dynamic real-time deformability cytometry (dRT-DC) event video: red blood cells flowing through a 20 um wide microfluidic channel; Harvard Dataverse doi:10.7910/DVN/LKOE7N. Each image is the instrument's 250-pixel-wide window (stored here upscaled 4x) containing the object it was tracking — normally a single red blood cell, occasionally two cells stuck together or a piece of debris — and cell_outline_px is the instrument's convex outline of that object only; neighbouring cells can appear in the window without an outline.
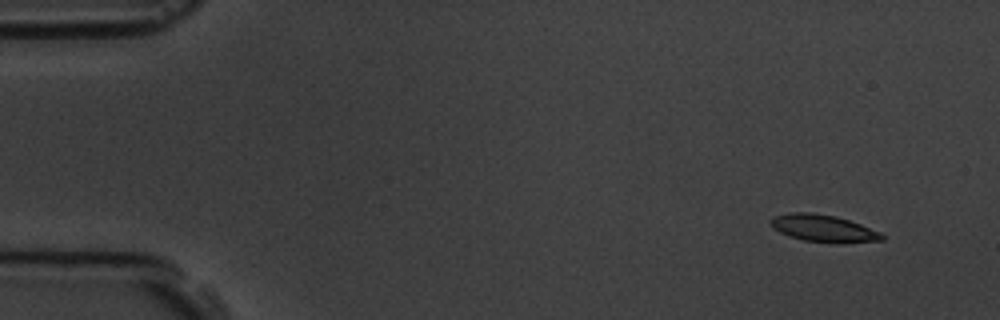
{"species": "common noctule bat (a hibernating species)", "species_latin": "Nyctalus noctula", "temperature_condition": "room temperature", "stored_images_in_passage": 4, "camera_frame_rate_fps": 3000, "um_per_image_px": 0.085, "animal": {"sex": "male", "body_mass_g": 19.5, "forearm_length_mm": 54.6}, "frame": {"image": 1, "passage_image": 1, "time_ms": 0.0, "image_size_px": [1000, 320], "cell_outline_px": [[884, 240], [840, 244], [836, 244], [804, 240], [788, 236], [772, 228], [768, 220], [776, 216], [788, 212], [812, 212], [836, 216], [860, 224], [880, 232], [884, 236]], "centroid_in_image_um": [69.97, 19.42], "position_along_channel_um": 15.0, "area_um2": 17.86}}